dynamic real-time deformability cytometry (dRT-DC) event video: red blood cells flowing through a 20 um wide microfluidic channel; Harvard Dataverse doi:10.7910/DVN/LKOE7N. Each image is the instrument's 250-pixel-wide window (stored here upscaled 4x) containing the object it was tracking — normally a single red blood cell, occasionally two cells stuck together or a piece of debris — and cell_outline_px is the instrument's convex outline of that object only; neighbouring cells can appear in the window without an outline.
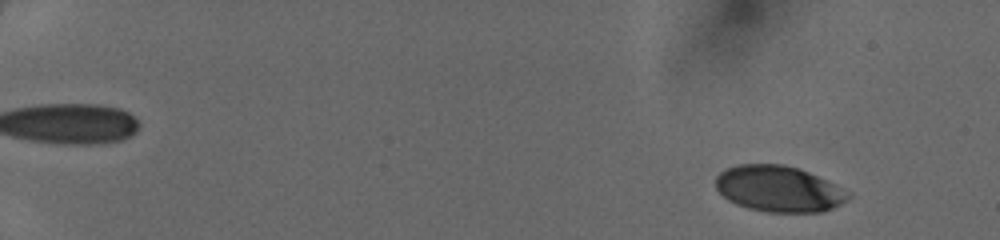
{"species": "human", "species_latin": "Homo sapiens", "temperature_condition": "cold", "stored_images_in_passage": 50, "camera_frame_rate_fps": 3000, "um_per_image_px": 0.085, "donor": {"sex": "female"}, "frame": {"image": 1, "passage_image": 5, "time_ms": 1.333, "image_size_px": [1000, 240], "cell_outline_px": [[852, 196], [848, 200], [824, 212], [768, 212], [748, 208], [736, 204], [728, 200], [716, 188], [716, 176], [720, 172], [728, 168], [740, 164], [784, 164], [808, 172], [852, 192]], "centroid_in_image_um": [66.22, 16.06], "position_along_channel_um": 18.8, "area_um2": 35.55}}
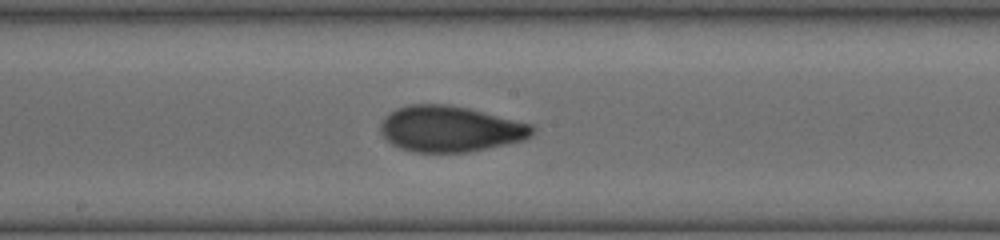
{"frame": {"image": 2, "passage_image": 30, "time_ms": 9.667, "image_size_px": [1000, 240], "cell_outline_px": [[536, 132], [532, 136], [524, 140], [468, 152], [412, 152], [400, 148], [392, 144], [380, 132], [380, 124], [384, 116], [388, 112], [396, 108], [408, 104], [448, 104], [468, 108], [532, 124], [536, 128]], "centroid_in_image_um": [38.26, 10.95], "position_along_channel_um": 209.9, "area_um2": 40.86}}
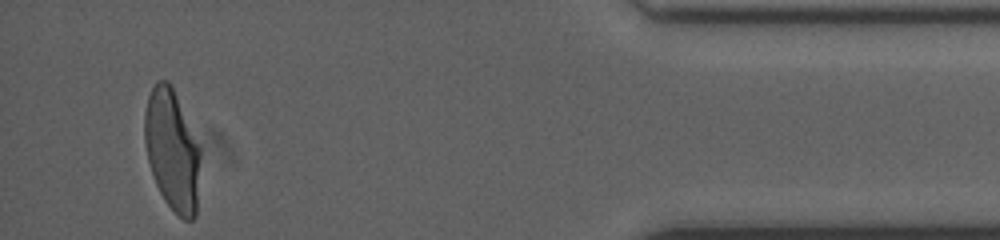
{"frame": {"image": 3, "passage_image": 48, "time_ms": 15.667, "image_size_px": [1000, 240], "cell_outline_px": [[200, 152], [196, 216], [192, 220], [184, 220], [164, 200], [156, 184], [148, 160], [144, 140], [144, 112], [148, 96], [156, 80], [168, 80], [172, 84], [200, 148]], "centroid_in_image_um": [14.62, 12.72], "position_along_channel_um": 420.6, "area_um2": 39.19}}